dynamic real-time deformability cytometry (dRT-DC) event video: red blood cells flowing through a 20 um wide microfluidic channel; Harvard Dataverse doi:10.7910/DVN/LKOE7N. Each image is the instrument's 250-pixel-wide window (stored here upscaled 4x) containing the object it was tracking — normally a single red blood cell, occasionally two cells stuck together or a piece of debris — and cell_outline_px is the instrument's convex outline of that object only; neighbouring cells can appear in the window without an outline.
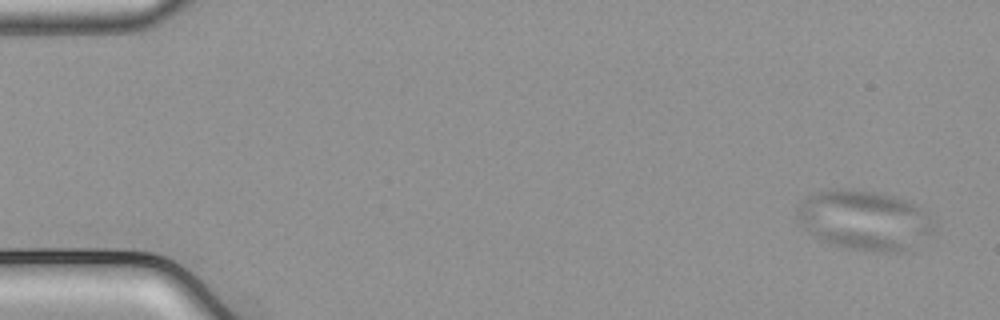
{"species": "common noctule bat (a hibernating species)", "species_latin": "Nyctalus noctula", "temperature_condition": "cold", "stored_images_in_passage": 2, "camera_frame_rate_fps": 3000, "um_per_image_px": 0.085, "animal": {"sex": "male", "body_mass_g": 21.5, "forearm_length_mm": 52.0}, "frame": {"image": 1, "passage_image": 1, "time_ms": 0.0, "image_size_px": [1000, 320], "cell_outline_px": [[932, 232], [912, 252], [880, 252], [844, 248], [828, 244], [812, 236], [796, 224], [796, 208], [804, 196], [812, 192], [828, 188], [848, 188], [876, 192], [896, 196], [920, 208], [924, 212], [932, 228]], "centroid_in_image_um": [73.35, 18.73], "position_along_channel_um": 11.7, "area_um2": 48.73}}